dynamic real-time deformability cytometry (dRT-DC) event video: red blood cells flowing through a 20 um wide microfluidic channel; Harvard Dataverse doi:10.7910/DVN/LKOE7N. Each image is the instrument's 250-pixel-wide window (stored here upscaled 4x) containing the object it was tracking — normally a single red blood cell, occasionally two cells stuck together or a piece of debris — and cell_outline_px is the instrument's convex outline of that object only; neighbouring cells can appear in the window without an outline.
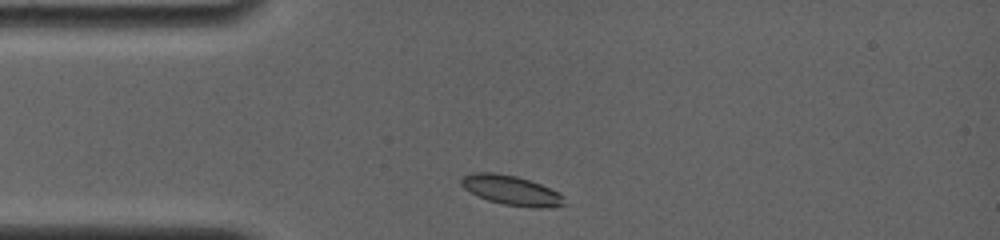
{"species": "common noctule bat (a hibernating species)", "species_latin": "Nyctalus noctula", "temperature_condition": "room temperature", "stored_images_in_passage": 3, "camera_frame_rate_fps": 4000, "um_per_image_px": 0.085, "animal": {"sex": "female", "body_mass_g": 19.0, "forearm_length_mm": 56.7}, "frame": {"image": 1, "passage_image": 1, "time_ms": 0.0, "image_size_px": [1000, 240], "cell_outline_px": [[568, 204], [552, 208], [536, 208], [504, 204], [488, 200], [464, 188], [460, 184], [460, 180], [464, 176], [472, 172], [496, 172], [516, 176], [540, 184], [564, 196]], "centroid_in_image_um": [43.5, 16.18], "position_along_channel_um": 41.5, "area_um2": 17.74}}
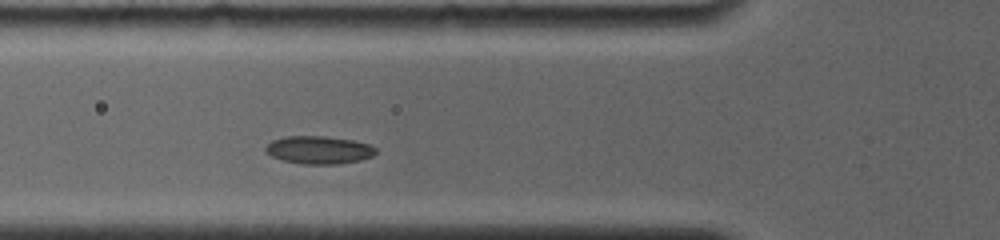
{"frame": {"image": 2, "passage_image": 3, "time_ms": 2.0, "image_size_px": [1000, 240], "cell_outline_px": [[376, 152], [372, 156], [360, 160], [340, 164], [304, 164], [284, 160], [272, 156], [264, 152], [264, 148], [272, 140], [284, 136], [324, 136], [352, 140], [368, 144], [376, 148]], "centroid_in_image_um": [27.08, 12.74], "position_along_channel_um": 98.7, "area_um2": 17.86}}